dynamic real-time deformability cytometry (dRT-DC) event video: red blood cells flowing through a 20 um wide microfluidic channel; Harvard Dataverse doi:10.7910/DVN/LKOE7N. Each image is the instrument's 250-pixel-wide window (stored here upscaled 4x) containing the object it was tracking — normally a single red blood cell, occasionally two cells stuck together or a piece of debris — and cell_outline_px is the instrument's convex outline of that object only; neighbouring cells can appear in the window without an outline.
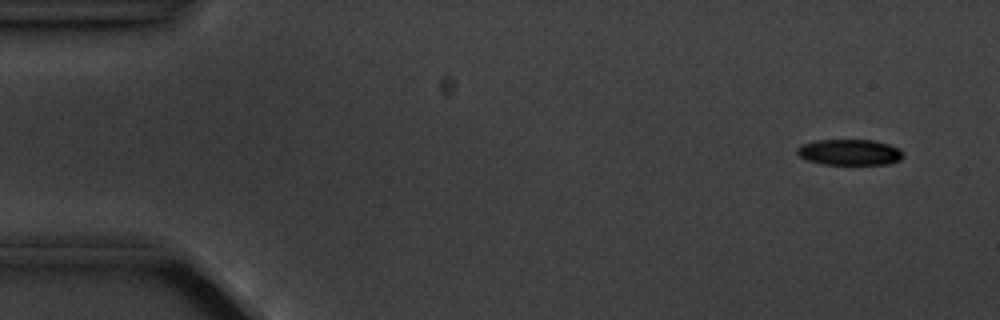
{"species": "common noctule bat (a hibernating species)", "species_latin": "Nyctalus noctula", "temperature_condition": "cold", "stored_images_in_passage": 5, "camera_frame_rate_fps": 3000, "um_per_image_px": 0.085, "animal": {"sex": "male", "body_mass_g": 20.1, "forearm_length_mm": 53.5}, "frame": {"image": 1, "passage_image": 1, "time_ms": 0.0, "image_size_px": [1000, 320], "cell_outline_px": [[904, 156], [900, 160], [888, 164], [820, 164], [804, 160], [796, 152], [796, 148], [800, 144], [816, 140], [872, 140], [888, 144], [900, 148], [904, 152]], "centroid_in_image_um": [72.19, 12.94], "position_along_channel_um": 12.8, "area_um2": 16.24}}
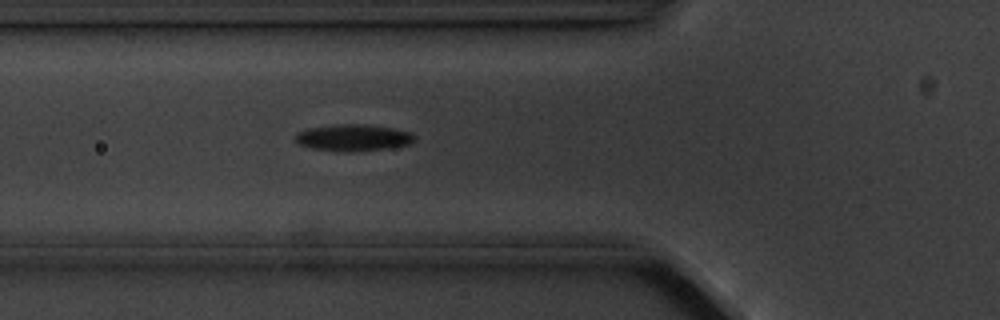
{"frame": {"image": 2, "passage_image": 5, "time_ms": 5.333, "image_size_px": [1000, 320], "cell_outline_px": [[416, 136], [408, 144], [388, 148], [348, 152], [332, 152], [312, 148], [300, 144], [296, 140], [296, 132], [308, 128], [340, 124], [364, 124], [392, 128], [408, 132]], "centroid_in_image_um": [29.97, 11.71], "position_along_channel_um": 95.8, "area_um2": 18.38}}